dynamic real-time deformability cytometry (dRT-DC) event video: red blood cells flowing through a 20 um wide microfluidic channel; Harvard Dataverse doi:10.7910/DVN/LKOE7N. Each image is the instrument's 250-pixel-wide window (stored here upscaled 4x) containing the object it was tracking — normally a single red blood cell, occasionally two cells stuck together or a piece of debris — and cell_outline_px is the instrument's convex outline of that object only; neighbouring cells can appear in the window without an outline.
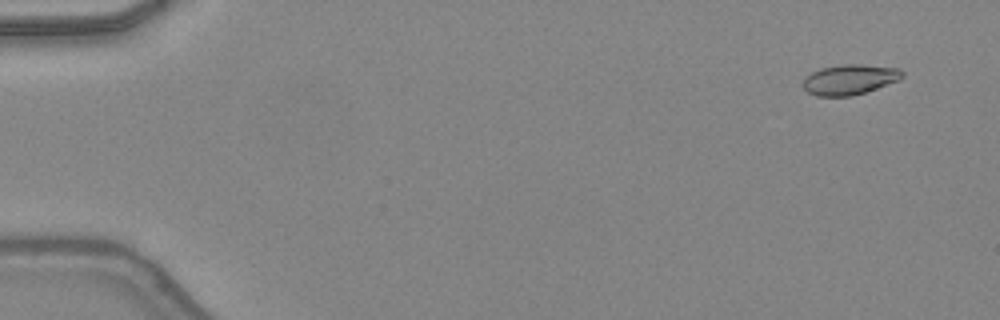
{"species": "common noctule bat (a hibernating species)", "species_latin": "Nyctalus noctula", "temperature_condition": "warm", "stored_images_in_passage": 49, "camera_frame_rate_fps": 3000, "um_per_image_px": 0.085, "animal": {"sex": "female", "body_mass_g": 24.6, "forearm_length_mm": 56.2}, "frame": {"image": 1, "passage_image": 4, "time_ms": 1.0, "image_size_px": [1000, 320], "cell_outline_px": [[904, 76], [900, 80], [852, 96], [816, 96], [808, 92], [804, 88], [804, 76], [820, 68], [844, 64], [860, 64], [900, 68], [904, 72]], "centroid_in_image_um": [72.24, 6.75], "position_along_channel_um": 12.8, "area_um2": 17.51}}
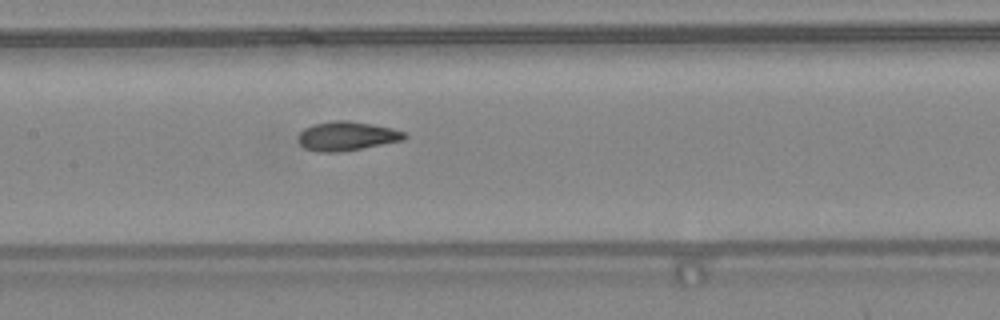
{"frame": {"image": 2, "passage_image": 25, "time_ms": 8.0, "image_size_px": [1000, 320], "cell_outline_px": [[408, 136], [404, 140], [340, 152], [316, 152], [304, 148], [296, 140], [296, 136], [304, 128], [312, 124], [336, 120], [348, 120], [372, 124], [392, 128], [404, 132]], "centroid_in_image_um": [29.43, 11.56], "position_along_channel_um": 178.0, "area_um2": 18.21}}
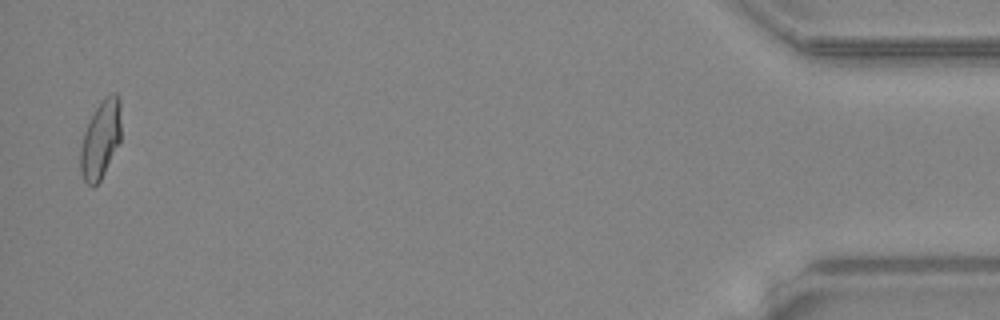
{"frame": {"image": 3, "passage_image": 48, "time_ms": 15.667, "image_size_px": [1000, 320], "cell_outline_px": [[120, 140], [100, 180], [92, 188], [84, 180], [80, 172], [80, 148], [84, 132], [100, 100], [104, 96], [112, 92], [116, 92], [120, 100]], "centroid_in_image_um": [8.54, 11.82], "position_along_channel_um": 426.7, "area_um2": 18.32}, "authors_computed_cell_mechanics": {"area_um2": 17.8602, "velocity_mm_per_s": 4.3785, "shape_relaxation_time_tau1_ms": null, "shape_relaxation_time_tau2_ms": 1.1508, "deformation_change_tau1": null, "deformation_change_tau2": 0.0638}}